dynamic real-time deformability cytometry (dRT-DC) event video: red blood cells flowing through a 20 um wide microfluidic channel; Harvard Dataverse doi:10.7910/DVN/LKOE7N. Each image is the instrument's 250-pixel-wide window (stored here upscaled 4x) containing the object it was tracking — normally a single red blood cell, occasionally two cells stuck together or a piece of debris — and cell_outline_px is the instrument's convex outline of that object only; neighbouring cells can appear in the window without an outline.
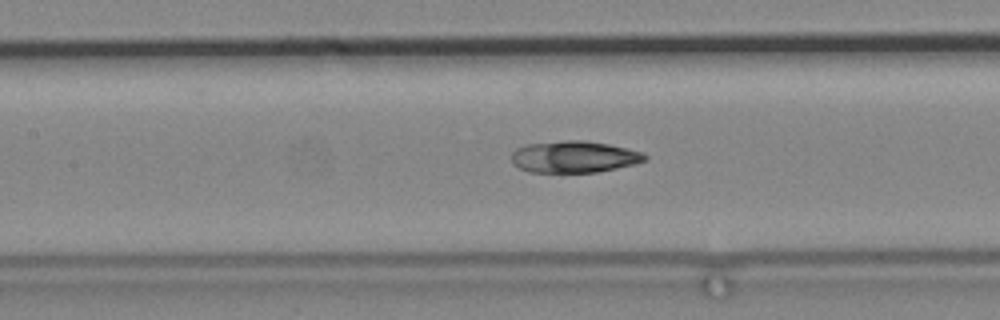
{"species": "common noctule bat (a hibernating species)", "species_latin": "Nyctalus noctula", "temperature_condition": "cold", "stored_images_in_passage": 83, "camera_frame_rate_fps": 3000, "um_per_image_px": 0.085, "animal": {"sex": "male", "body_mass_g": 19.2, "forearm_length_mm": 51.8}, "frame": {"image": 1, "passage_image": 47, "time_ms": 15.333, "image_size_px": [1000, 320], "cell_outline_px": [[648, 160], [636, 164], [596, 172], [528, 172], [512, 164], [512, 152], [516, 148], [524, 144], [564, 140], [584, 140], [608, 144], [628, 148], [644, 152], [648, 156]], "centroid_in_image_um": [48.81, 13.32], "position_along_channel_um": 158.6, "area_um2": 24.97}}
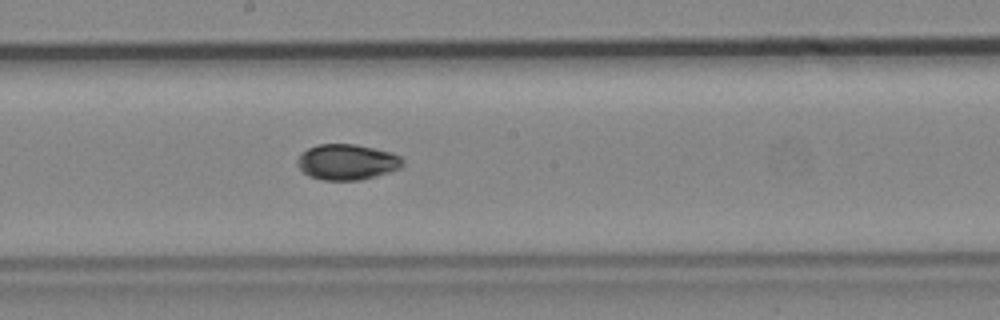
{"frame": {"image": 2, "passage_image": 53, "time_ms": 17.333, "image_size_px": [1000, 320], "cell_outline_px": [[404, 164], [400, 168], [376, 176], [360, 180], [320, 180], [308, 176], [296, 164], [296, 160], [308, 148], [316, 144], [356, 144], [392, 152], [400, 156], [404, 160]], "centroid_in_image_um": [29.5, 13.77], "position_along_channel_um": 218.7, "area_um2": 22.02}}
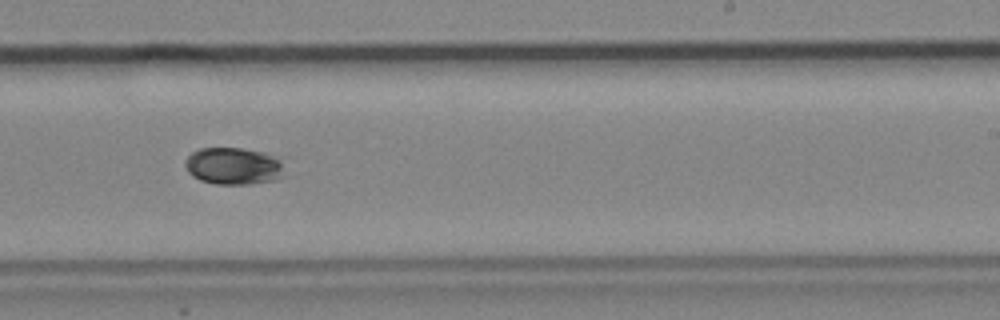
{"frame": {"image": 3, "passage_image": 58, "time_ms": 19.0, "image_size_px": [1000, 320], "cell_outline_px": [[288, 176], [276, 180], [248, 184], [216, 184], [200, 180], [192, 176], [188, 172], [184, 164], [184, 160], [192, 152], [200, 148], [240, 148], [264, 152], [280, 160]], "centroid_in_image_um": [19.87, 14.12], "position_along_channel_um": 269.1, "area_um2": 21.79}}